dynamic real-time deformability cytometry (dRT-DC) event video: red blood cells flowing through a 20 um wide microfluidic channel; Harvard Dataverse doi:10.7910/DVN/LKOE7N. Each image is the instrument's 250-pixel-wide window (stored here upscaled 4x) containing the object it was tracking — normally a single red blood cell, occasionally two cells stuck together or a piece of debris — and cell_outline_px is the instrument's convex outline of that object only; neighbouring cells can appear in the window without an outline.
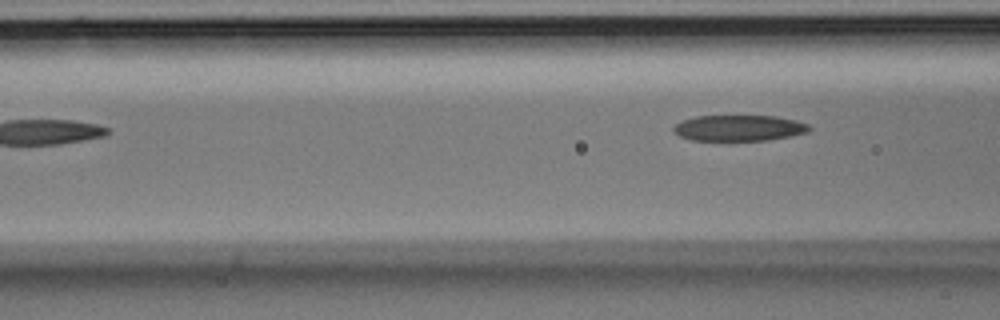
{"species": "Egyptian fruit bat (a non-hibernating species)", "species_latin": "Rousettus aegyptiacus", "temperature_condition": "room temperature", "stored_images_in_passage": 5, "camera_frame_rate_fps": 3000, "um_per_image_px": 0.085, "animal": {"sex": "male"}, "frame": {"image": 1, "passage_image": 5, "time_ms": 1.333, "image_size_px": [1000, 320], "cell_outline_px": [[812, 128], [808, 132], [768, 140], [692, 140], [680, 136], [672, 132], [672, 128], [676, 124], [684, 120], [696, 116], [776, 116], [796, 120], [808, 124]], "centroid_in_image_um": [62.81, 10.88], "position_along_channel_um": 103.8, "area_um2": 20.4}}